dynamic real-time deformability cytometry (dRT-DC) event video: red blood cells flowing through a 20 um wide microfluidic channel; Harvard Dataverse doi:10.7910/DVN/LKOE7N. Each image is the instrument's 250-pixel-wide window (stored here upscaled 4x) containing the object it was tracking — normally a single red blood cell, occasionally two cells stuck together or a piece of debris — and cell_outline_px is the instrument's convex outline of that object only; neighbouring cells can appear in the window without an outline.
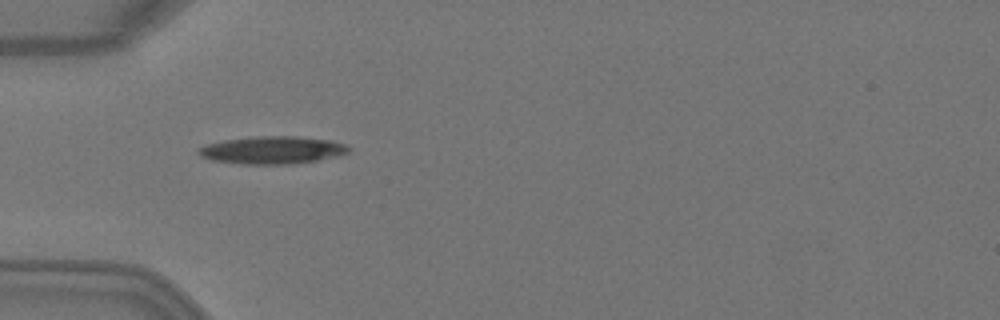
{"species": "Egyptian fruit bat (a non-hibernating species)", "species_latin": "Rousettus aegyptiacus", "temperature_condition": "warm", "stored_images_in_passage": 5, "camera_frame_rate_fps": 3000, "um_per_image_px": 0.085, "animal": {"sex": "female"}, "frame": {"image": 1, "passage_image": 5, "time_ms": 1.333, "image_size_px": [1000, 320], "cell_outline_px": [[352, 148], [348, 152], [340, 156], [316, 160], [288, 164], [244, 164], [212, 160], [200, 156], [196, 152], [196, 148], [208, 144], [224, 140], [256, 136], [296, 136], [332, 140], [344, 144]], "centroid_in_image_um": [23.15, 12.75], "position_along_channel_um": 61.8, "area_um2": 24.22}}